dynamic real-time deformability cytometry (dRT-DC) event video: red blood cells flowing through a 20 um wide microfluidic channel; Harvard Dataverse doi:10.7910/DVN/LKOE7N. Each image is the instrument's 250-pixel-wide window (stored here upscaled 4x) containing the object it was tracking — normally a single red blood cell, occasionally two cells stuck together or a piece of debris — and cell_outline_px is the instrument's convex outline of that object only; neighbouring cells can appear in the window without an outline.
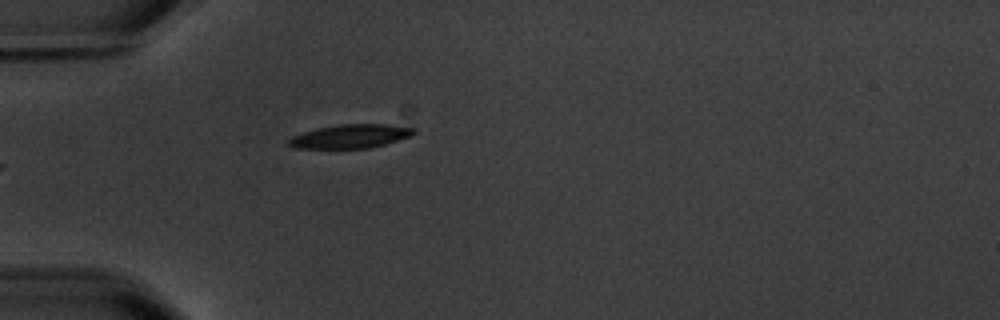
{"species": "common noctule bat (a hibernating species)", "species_latin": "Nyctalus noctula", "temperature_condition": "warm", "stored_images_in_passage": 6, "camera_frame_rate_fps": 3000, "um_per_image_px": 0.085, "animal": {"sex": "male", "body_mass_g": 20.1, "forearm_length_mm": 53.5}, "frame": {"image": 1, "passage_image": 6, "time_ms": 6.0, "image_size_px": [1000, 320], "cell_outline_px": [[416, 132], [412, 136], [384, 144], [368, 148], [292, 148], [288, 144], [288, 140], [292, 136], [316, 128], [340, 124], [388, 124], [416, 128]], "centroid_in_image_um": [29.8, 11.58], "position_along_channel_um": 55.2, "area_um2": 17.34}}